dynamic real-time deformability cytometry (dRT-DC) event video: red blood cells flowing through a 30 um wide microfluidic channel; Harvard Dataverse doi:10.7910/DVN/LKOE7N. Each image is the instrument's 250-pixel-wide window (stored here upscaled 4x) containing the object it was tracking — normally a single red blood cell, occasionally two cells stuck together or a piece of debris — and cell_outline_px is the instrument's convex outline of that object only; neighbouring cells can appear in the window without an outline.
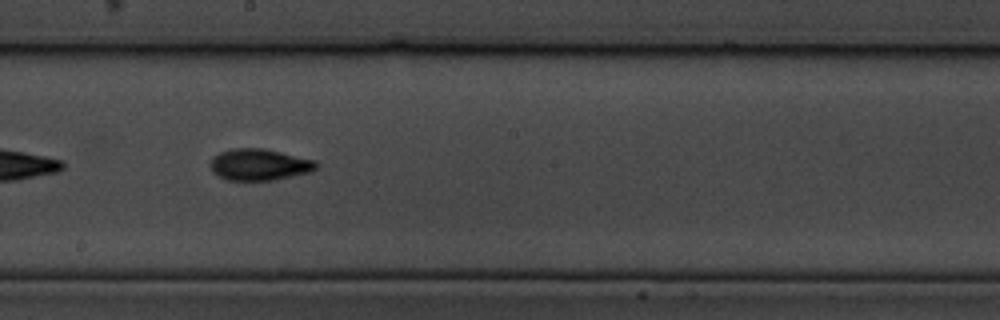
{"species": "common noctule bat (a hibernating species)", "species_latin": "Nyctalus noctula", "temperature_condition": "cold", "stored_images_in_passage": 37, "camera_frame_rate_fps": 3000, "um_per_image_px": 0.085, "animal": {"sex": "male", "body_mass_g": 19.5, "forearm_length_mm": 54.6}, "frame": {"image": 1, "passage_image": 16, "time_ms": 5.0, "image_size_px": [1000, 320], "cell_outline_px": [[316, 168], [312, 172], [272, 180], [228, 180], [216, 176], [212, 172], [212, 160], [220, 152], [232, 148], [264, 148], [316, 160]], "centroid_in_image_um": [22.06, 13.99], "position_along_channel_um": 226.1, "area_um2": 19.36}}
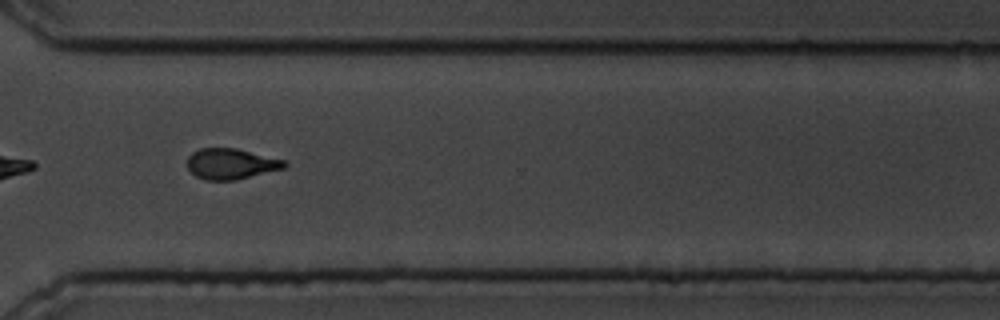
{"frame": {"image": 2, "passage_image": 27, "time_ms": 8.667, "image_size_px": [1000, 320], "cell_outline_px": [[288, 164], [284, 168], [236, 180], [204, 180], [196, 176], [188, 168], [188, 156], [192, 152], [200, 148], [236, 148], [284, 160]], "centroid_in_image_um": [19.62, 13.92], "position_along_channel_um": 351.0, "area_um2": 17.28}, "authors_computed_cell_mechanics": {"area_um2": 18.207, "velocity_mm_per_s": 3.4093, "shape_relaxation_time_tau1_ms": 3.2974, "shape_relaxation_time_tau2_ms": 4.8147, "deformation_change_tau1": 0.1448, "deformation_change_tau2": 0.1109}}